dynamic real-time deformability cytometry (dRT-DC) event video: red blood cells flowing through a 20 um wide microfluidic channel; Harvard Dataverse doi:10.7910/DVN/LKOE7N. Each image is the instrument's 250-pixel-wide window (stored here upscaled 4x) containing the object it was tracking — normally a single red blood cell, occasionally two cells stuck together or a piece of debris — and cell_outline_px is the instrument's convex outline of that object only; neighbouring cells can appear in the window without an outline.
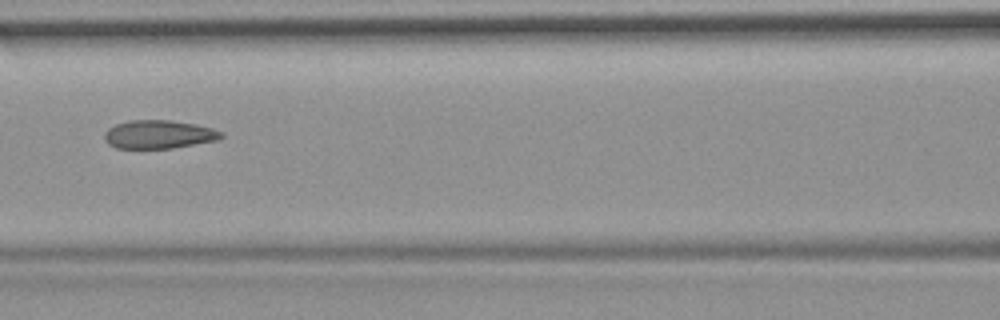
{"species": "common noctule bat (a hibernating species)", "species_latin": "Nyctalus noctula", "temperature_condition": "room temperature", "stored_images_in_passage": 5, "camera_frame_rate_fps": 3000, "um_per_image_px": 0.085, "animal": {"sex": "female", "body_mass_g": 19.9}, "frame": {"image": 1, "passage_image": 5, "time_ms": 1.333, "image_size_px": [1000, 320], "cell_outline_px": [[224, 136], [216, 140], [172, 148], [116, 148], [108, 144], [104, 140], [104, 132], [108, 128], [116, 124], [128, 120], [168, 120], [196, 124], [212, 128], [224, 132]], "centroid_in_image_um": [13.48, 11.42], "position_along_channel_um": 153.1, "area_um2": 19.36}}